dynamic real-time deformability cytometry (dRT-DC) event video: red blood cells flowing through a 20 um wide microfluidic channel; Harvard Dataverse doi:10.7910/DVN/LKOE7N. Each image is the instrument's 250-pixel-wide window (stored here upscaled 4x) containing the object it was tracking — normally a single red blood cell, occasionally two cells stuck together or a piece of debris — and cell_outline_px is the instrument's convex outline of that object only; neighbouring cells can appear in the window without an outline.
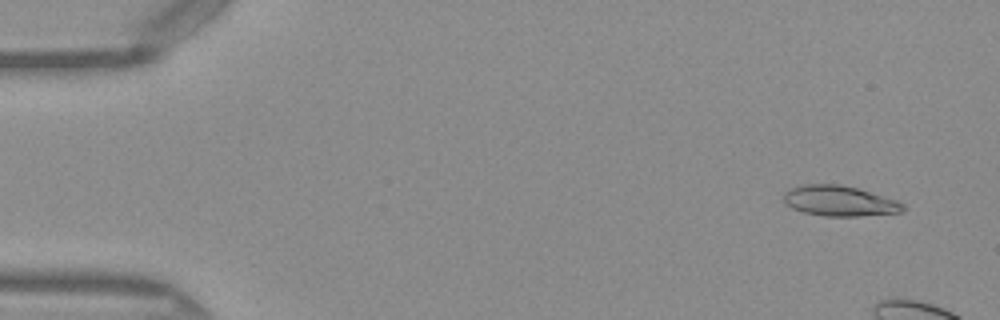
{"species": "Egyptian fruit bat (a non-hibernating species)", "species_latin": "Rousettus aegyptiacus", "temperature_condition": "warm", "stored_images_in_passage": 10, "camera_frame_rate_fps": 3000, "um_per_image_px": 0.085, "frame": {"image": 1, "passage_image": 4, "time_ms": 1.0, "image_size_px": [1000, 320], "cell_outline_px": [[904, 208], [900, 212], [860, 216], [824, 216], [804, 212], [792, 208], [784, 200], [784, 192], [792, 188], [804, 184], [840, 184], [856, 188], [896, 200], [904, 204]], "centroid_in_image_um": [71.34, 17.08], "position_along_channel_um": 13.7, "area_um2": 20.81}}